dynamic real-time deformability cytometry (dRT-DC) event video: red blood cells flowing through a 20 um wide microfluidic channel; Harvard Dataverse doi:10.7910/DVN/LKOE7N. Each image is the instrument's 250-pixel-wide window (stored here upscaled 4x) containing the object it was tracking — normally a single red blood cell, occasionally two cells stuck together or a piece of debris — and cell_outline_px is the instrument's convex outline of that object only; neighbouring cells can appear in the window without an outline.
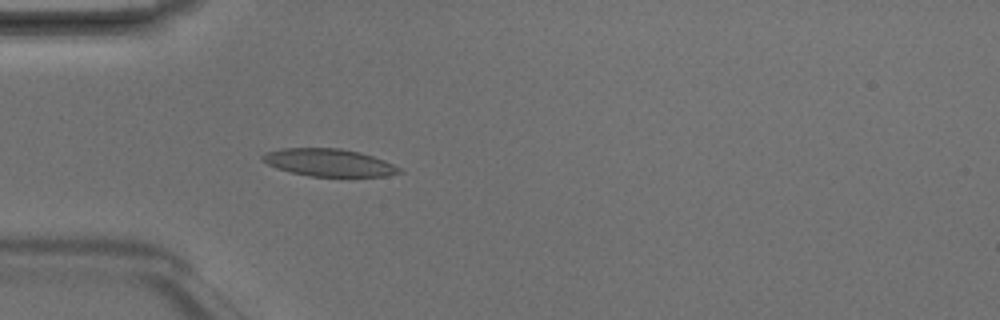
{"species": "Egyptian fruit bat (a non-hibernating species)", "species_latin": "Rousettus aegyptiacus", "temperature_condition": "room temperature", "stored_images_in_passage": 3, "camera_frame_rate_fps": 3000, "um_per_image_px": 0.085, "animal": {"sex": "male"}, "frame": {"image": 1, "passage_image": 3, "time_ms": 0.667, "image_size_px": [1000, 320], "cell_outline_px": [[404, 172], [388, 176], [312, 176], [292, 172], [276, 168], [260, 160], [260, 156], [268, 152], [284, 148], [340, 148], [360, 152], [384, 160], [400, 168]], "centroid_in_image_um": [27.96, 13.81], "position_along_channel_um": 57.0, "area_um2": 21.79}}